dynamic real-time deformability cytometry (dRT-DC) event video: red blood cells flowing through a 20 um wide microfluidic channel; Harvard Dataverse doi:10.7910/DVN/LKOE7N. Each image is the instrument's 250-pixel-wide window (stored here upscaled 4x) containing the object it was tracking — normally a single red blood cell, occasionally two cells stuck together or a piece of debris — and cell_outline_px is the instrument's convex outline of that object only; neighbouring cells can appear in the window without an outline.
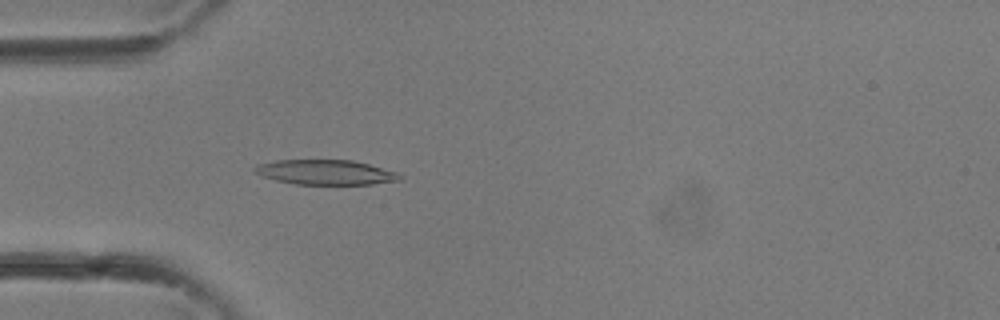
{"species": "common noctule bat (a hibernating species)", "species_latin": "Nyctalus noctula", "temperature_condition": "room temperature", "stored_images_in_passage": 31, "camera_frame_rate_fps": 3000, "um_per_image_px": 0.085, "animal": {"sex": "female"}, "frame": {"image": 1, "passage_image": 7, "time_ms": 2.0, "image_size_px": [1000, 320], "cell_outline_px": [[404, 180], [372, 184], [296, 184], [276, 180], [260, 176], [252, 168], [256, 164], [276, 160], [352, 160], [368, 164], [396, 172], [404, 176]], "centroid_in_image_um": [27.68, 14.64], "position_along_channel_um": 57.3, "area_um2": 21.1}}
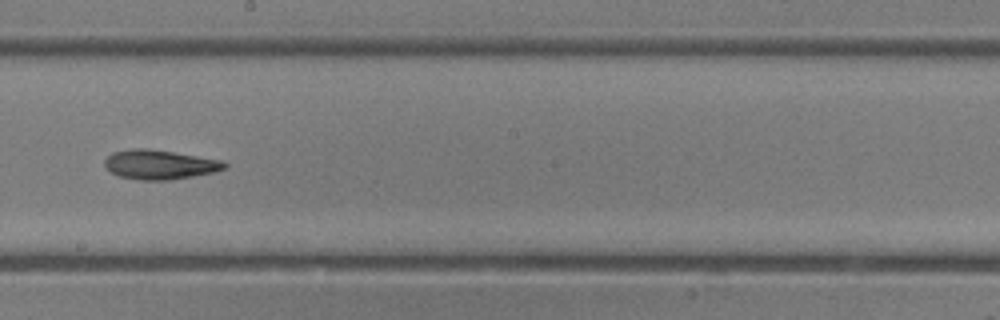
{"frame": {"image": 2, "passage_image": 16, "time_ms": 5.0, "image_size_px": [1000, 320], "cell_outline_px": [[228, 168], [216, 172], [168, 180], [140, 180], [120, 176], [112, 172], [104, 164], [104, 160], [112, 152], [132, 148], [148, 148], [224, 160], [228, 164]], "centroid_in_image_um": [13.62, 13.98], "position_along_channel_um": 234.6, "area_um2": 20.63}}
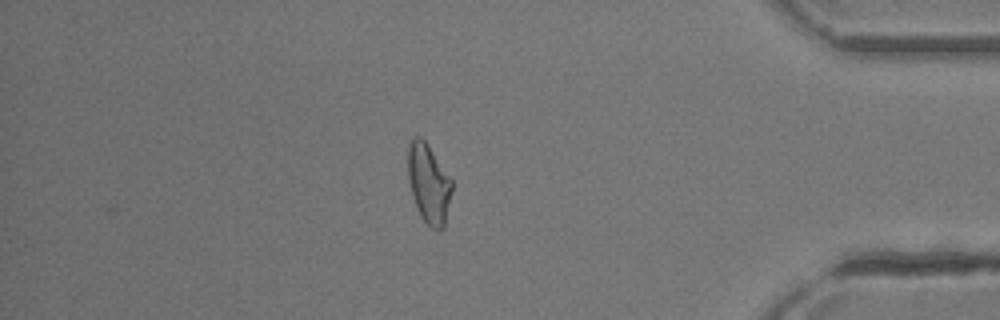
{"frame": {"image": 3, "passage_image": 26, "time_ms": 8.333, "image_size_px": [1000, 320], "cell_outline_px": [[452, 188], [444, 228], [432, 228], [420, 216], [416, 208], [412, 196], [408, 180], [408, 144], [416, 136], [420, 136], [428, 144], [452, 180]], "centroid_in_image_um": [36.42, 15.59], "position_along_channel_um": 398.8, "area_um2": 20.23}}